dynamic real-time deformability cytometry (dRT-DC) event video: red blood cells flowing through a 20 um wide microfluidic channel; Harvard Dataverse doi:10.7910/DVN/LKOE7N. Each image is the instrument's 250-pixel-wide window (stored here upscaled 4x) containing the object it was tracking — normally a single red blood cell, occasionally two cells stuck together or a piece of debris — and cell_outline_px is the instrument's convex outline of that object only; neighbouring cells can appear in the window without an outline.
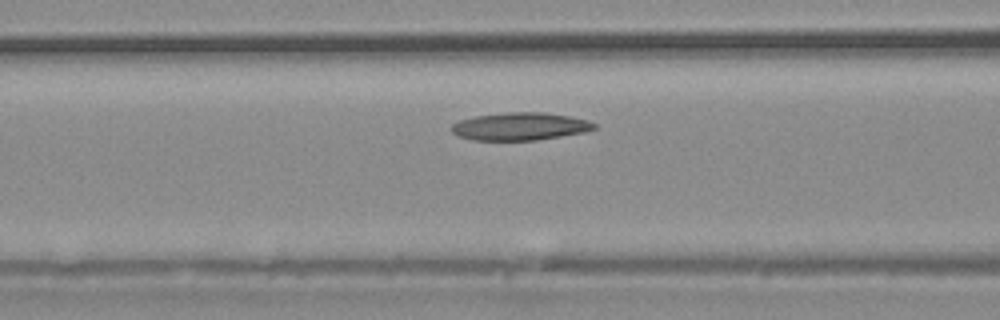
{"species": "common noctule bat (a hibernating species)", "species_latin": "Nyctalus noctula", "temperature_condition": "warm", "stored_images_in_passage": 26, "camera_frame_rate_fps": 3000, "um_per_image_px": 0.085, "animal": {"sex": "male", "body_mass_g": 20.4}, "frame": {"image": 1, "passage_image": 5, "time_ms": 1.333, "image_size_px": [1000, 320], "cell_outline_px": [[596, 128], [584, 132], [536, 140], [472, 140], [460, 136], [452, 132], [448, 128], [452, 124], [460, 120], [476, 116], [508, 112], [544, 112], [568, 116], [588, 120], [596, 124]], "centroid_in_image_um": [44.18, 10.74], "position_along_channel_um": 122.4, "area_um2": 22.95}}
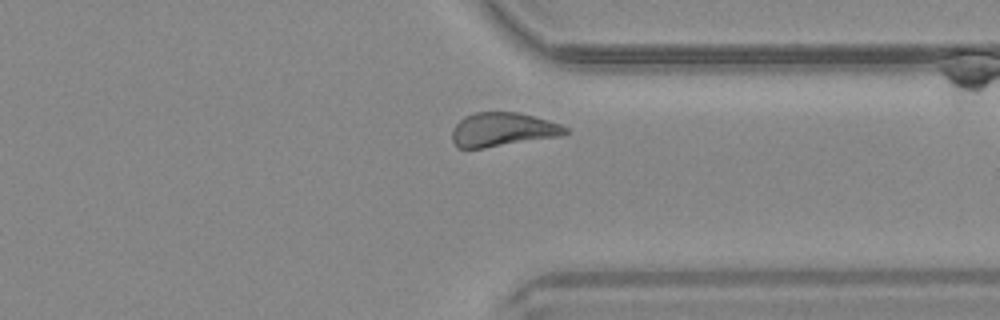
{"frame": {"image": 2, "passage_image": 19, "time_ms": 6.0, "image_size_px": [1000, 320], "cell_outline_px": [[568, 132], [560, 136], [484, 148], [456, 148], [452, 140], [452, 132], [456, 124], [464, 116], [476, 112], [516, 112], [548, 120], [560, 124], [568, 128]], "centroid_in_image_um": [42.7, 11.02], "position_along_channel_um": 368.7, "area_um2": 22.25}}
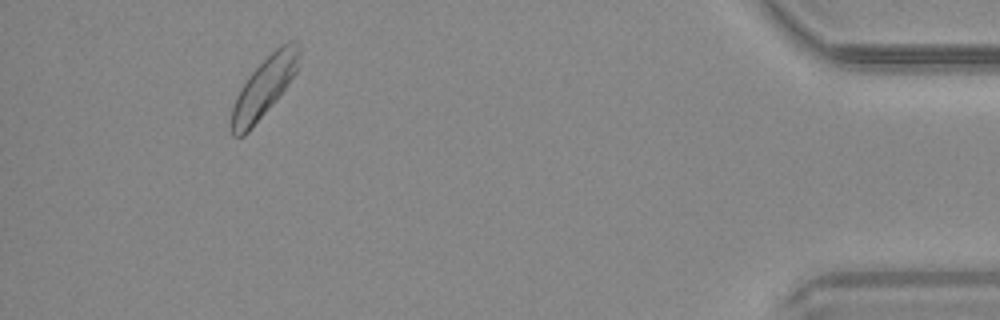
{"frame": {"image": 3, "passage_image": 25, "time_ms": 8.0, "image_size_px": [1000, 320], "cell_outline_px": [[300, 56], [296, 72], [288, 84], [276, 100], [248, 132], [244, 136], [232, 136], [232, 104], [240, 88], [248, 76], [280, 44], [288, 40], [296, 40], [300, 44]], "centroid_in_image_um": [22.47, 7.37], "position_along_channel_um": 412.7, "area_um2": 23.35}}